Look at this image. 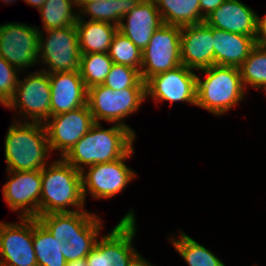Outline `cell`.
<instances>
[{
    "label": "cell",
    "instance_id": "5",
    "mask_svg": "<svg viewBox=\"0 0 266 266\" xmlns=\"http://www.w3.org/2000/svg\"><path fill=\"white\" fill-rule=\"evenodd\" d=\"M135 213L131 209L105 236L96 241L85 258L87 266H134L142 257L135 247Z\"/></svg>",
    "mask_w": 266,
    "mask_h": 266
},
{
    "label": "cell",
    "instance_id": "7",
    "mask_svg": "<svg viewBox=\"0 0 266 266\" xmlns=\"http://www.w3.org/2000/svg\"><path fill=\"white\" fill-rule=\"evenodd\" d=\"M44 31L46 37L39 30L38 62L46 66L42 71L51 74L79 70L81 53L76 26Z\"/></svg>",
    "mask_w": 266,
    "mask_h": 266
},
{
    "label": "cell",
    "instance_id": "22",
    "mask_svg": "<svg viewBox=\"0 0 266 266\" xmlns=\"http://www.w3.org/2000/svg\"><path fill=\"white\" fill-rule=\"evenodd\" d=\"M97 217L96 214L86 210L76 212L49 213L40 215L37 219L47 230L57 237L59 241H70L80 233Z\"/></svg>",
    "mask_w": 266,
    "mask_h": 266
},
{
    "label": "cell",
    "instance_id": "31",
    "mask_svg": "<svg viewBox=\"0 0 266 266\" xmlns=\"http://www.w3.org/2000/svg\"><path fill=\"white\" fill-rule=\"evenodd\" d=\"M113 63L141 70L142 51L120 31H117L108 51Z\"/></svg>",
    "mask_w": 266,
    "mask_h": 266
},
{
    "label": "cell",
    "instance_id": "16",
    "mask_svg": "<svg viewBox=\"0 0 266 266\" xmlns=\"http://www.w3.org/2000/svg\"><path fill=\"white\" fill-rule=\"evenodd\" d=\"M180 57L182 65L193 70L214 65L212 27L206 22L181 27Z\"/></svg>",
    "mask_w": 266,
    "mask_h": 266
},
{
    "label": "cell",
    "instance_id": "19",
    "mask_svg": "<svg viewBox=\"0 0 266 266\" xmlns=\"http://www.w3.org/2000/svg\"><path fill=\"white\" fill-rule=\"evenodd\" d=\"M161 25L163 21L155 1L141 0L121 19L118 31L128 37L140 51H143Z\"/></svg>",
    "mask_w": 266,
    "mask_h": 266
},
{
    "label": "cell",
    "instance_id": "18",
    "mask_svg": "<svg viewBox=\"0 0 266 266\" xmlns=\"http://www.w3.org/2000/svg\"><path fill=\"white\" fill-rule=\"evenodd\" d=\"M51 116L76 110L87 104L88 89L79 70L49 74Z\"/></svg>",
    "mask_w": 266,
    "mask_h": 266
},
{
    "label": "cell",
    "instance_id": "39",
    "mask_svg": "<svg viewBox=\"0 0 266 266\" xmlns=\"http://www.w3.org/2000/svg\"><path fill=\"white\" fill-rule=\"evenodd\" d=\"M89 1H94V0H75V4L80 9L85 3Z\"/></svg>",
    "mask_w": 266,
    "mask_h": 266
},
{
    "label": "cell",
    "instance_id": "6",
    "mask_svg": "<svg viewBox=\"0 0 266 266\" xmlns=\"http://www.w3.org/2000/svg\"><path fill=\"white\" fill-rule=\"evenodd\" d=\"M146 99L145 88H125L112 90L100 84L88 89L87 104L95 123L101 120L128 127L135 135V131L124 123L129 115L137 112Z\"/></svg>",
    "mask_w": 266,
    "mask_h": 266
},
{
    "label": "cell",
    "instance_id": "1",
    "mask_svg": "<svg viewBox=\"0 0 266 266\" xmlns=\"http://www.w3.org/2000/svg\"><path fill=\"white\" fill-rule=\"evenodd\" d=\"M103 128L100 122L95 123L63 158L83 171L94 164L115 161L132 148L136 135L128 127L113 123L111 128Z\"/></svg>",
    "mask_w": 266,
    "mask_h": 266
},
{
    "label": "cell",
    "instance_id": "28",
    "mask_svg": "<svg viewBox=\"0 0 266 266\" xmlns=\"http://www.w3.org/2000/svg\"><path fill=\"white\" fill-rule=\"evenodd\" d=\"M239 70L245 90L249 85L257 90L263 88L266 85V46L257 43Z\"/></svg>",
    "mask_w": 266,
    "mask_h": 266
},
{
    "label": "cell",
    "instance_id": "37",
    "mask_svg": "<svg viewBox=\"0 0 266 266\" xmlns=\"http://www.w3.org/2000/svg\"><path fill=\"white\" fill-rule=\"evenodd\" d=\"M66 266H87L86 259H80L75 261L67 262Z\"/></svg>",
    "mask_w": 266,
    "mask_h": 266
},
{
    "label": "cell",
    "instance_id": "25",
    "mask_svg": "<svg viewBox=\"0 0 266 266\" xmlns=\"http://www.w3.org/2000/svg\"><path fill=\"white\" fill-rule=\"evenodd\" d=\"M141 0H94L85 3L78 11V18L90 16V21L108 22L118 26L121 19ZM82 15V16H81Z\"/></svg>",
    "mask_w": 266,
    "mask_h": 266
},
{
    "label": "cell",
    "instance_id": "14",
    "mask_svg": "<svg viewBox=\"0 0 266 266\" xmlns=\"http://www.w3.org/2000/svg\"><path fill=\"white\" fill-rule=\"evenodd\" d=\"M0 266H37L33 248V218L19 223L0 221Z\"/></svg>",
    "mask_w": 266,
    "mask_h": 266
},
{
    "label": "cell",
    "instance_id": "30",
    "mask_svg": "<svg viewBox=\"0 0 266 266\" xmlns=\"http://www.w3.org/2000/svg\"><path fill=\"white\" fill-rule=\"evenodd\" d=\"M101 227H103L102 219L97 216L80 235L64 242V259L66 262L86 258L99 238Z\"/></svg>",
    "mask_w": 266,
    "mask_h": 266
},
{
    "label": "cell",
    "instance_id": "9",
    "mask_svg": "<svg viewBox=\"0 0 266 266\" xmlns=\"http://www.w3.org/2000/svg\"><path fill=\"white\" fill-rule=\"evenodd\" d=\"M39 71L26 74L23 80L18 79L14 96L5 106L10 110L19 109L27 119L20 117L19 121L44 123L51 116L49 73Z\"/></svg>",
    "mask_w": 266,
    "mask_h": 266
},
{
    "label": "cell",
    "instance_id": "34",
    "mask_svg": "<svg viewBox=\"0 0 266 266\" xmlns=\"http://www.w3.org/2000/svg\"><path fill=\"white\" fill-rule=\"evenodd\" d=\"M225 0H199L201 15L207 18Z\"/></svg>",
    "mask_w": 266,
    "mask_h": 266
},
{
    "label": "cell",
    "instance_id": "13",
    "mask_svg": "<svg viewBox=\"0 0 266 266\" xmlns=\"http://www.w3.org/2000/svg\"><path fill=\"white\" fill-rule=\"evenodd\" d=\"M185 65L169 70L145 82L146 98L152 97L156 104L160 101L187 102L196 105L197 74Z\"/></svg>",
    "mask_w": 266,
    "mask_h": 266
},
{
    "label": "cell",
    "instance_id": "32",
    "mask_svg": "<svg viewBox=\"0 0 266 266\" xmlns=\"http://www.w3.org/2000/svg\"><path fill=\"white\" fill-rule=\"evenodd\" d=\"M103 85L114 90L145 88L140 72L130 66L113 63Z\"/></svg>",
    "mask_w": 266,
    "mask_h": 266
},
{
    "label": "cell",
    "instance_id": "2",
    "mask_svg": "<svg viewBox=\"0 0 266 266\" xmlns=\"http://www.w3.org/2000/svg\"><path fill=\"white\" fill-rule=\"evenodd\" d=\"M41 180L40 215L86 210L81 171L63 157L41 169Z\"/></svg>",
    "mask_w": 266,
    "mask_h": 266
},
{
    "label": "cell",
    "instance_id": "12",
    "mask_svg": "<svg viewBox=\"0 0 266 266\" xmlns=\"http://www.w3.org/2000/svg\"><path fill=\"white\" fill-rule=\"evenodd\" d=\"M94 124L88 104L73 111L50 116L44 126L51 152L60 150L59 156L64 157Z\"/></svg>",
    "mask_w": 266,
    "mask_h": 266
},
{
    "label": "cell",
    "instance_id": "20",
    "mask_svg": "<svg viewBox=\"0 0 266 266\" xmlns=\"http://www.w3.org/2000/svg\"><path fill=\"white\" fill-rule=\"evenodd\" d=\"M214 64L239 68L257 44L253 36L236 34L212 27Z\"/></svg>",
    "mask_w": 266,
    "mask_h": 266
},
{
    "label": "cell",
    "instance_id": "35",
    "mask_svg": "<svg viewBox=\"0 0 266 266\" xmlns=\"http://www.w3.org/2000/svg\"><path fill=\"white\" fill-rule=\"evenodd\" d=\"M257 43L266 46V15L259 19V34Z\"/></svg>",
    "mask_w": 266,
    "mask_h": 266
},
{
    "label": "cell",
    "instance_id": "24",
    "mask_svg": "<svg viewBox=\"0 0 266 266\" xmlns=\"http://www.w3.org/2000/svg\"><path fill=\"white\" fill-rule=\"evenodd\" d=\"M163 24L186 26L205 22L199 0H154Z\"/></svg>",
    "mask_w": 266,
    "mask_h": 266
},
{
    "label": "cell",
    "instance_id": "41",
    "mask_svg": "<svg viewBox=\"0 0 266 266\" xmlns=\"http://www.w3.org/2000/svg\"><path fill=\"white\" fill-rule=\"evenodd\" d=\"M262 89L266 92V85Z\"/></svg>",
    "mask_w": 266,
    "mask_h": 266
},
{
    "label": "cell",
    "instance_id": "17",
    "mask_svg": "<svg viewBox=\"0 0 266 266\" xmlns=\"http://www.w3.org/2000/svg\"><path fill=\"white\" fill-rule=\"evenodd\" d=\"M259 19L258 14L240 0H225L222 5L205 18V22L210 27L253 36L257 40Z\"/></svg>",
    "mask_w": 266,
    "mask_h": 266
},
{
    "label": "cell",
    "instance_id": "3",
    "mask_svg": "<svg viewBox=\"0 0 266 266\" xmlns=\"http://www.w3.org/2000/svg\"><path fill=\"white\" fill-rule=\"evenodd\" d=\"M4 142L7 171H36L48 165L50 147L44 123L14 121Z\"/></svg>",
    "mask_w": 266,
    "mask_h": 266
},
{
    "label": "cell",
    "instance_id": "10",
    "mask_svg": "<svg viewBox=\"0 0 266 266\" xmlns=\"http://www.w3.org/2000/svg\"><path fill=\"white\" fill-rule=\"evenodd\" d=\"M181 27L161 25L142 51L140 75L146 82L150 77L182 65L180 57Z\"/></svg>",
    "mask_w": 266,
    "mask_h": 266
},
{
    "label": "cell",
    "instance_id": "40",
    "mask_svg": "<svg viewBox=\"0 0 266 266\" xmlns=\"http://www.w3.org/2000/svg\"><path fill=\"white\" fill-rule=\"evenodd\" d=\"M3 1L10 4L11 2L13 3V1H16V0H3Z\"/></svg>",
    "mask_w": 266,
    "mask_h": 266
},
{
    "label": "cell",
    "instance_id": "38",
    "mask_svg": "<svg viewBox=\"0 0 266 266\" xmlns=\"http://www.w3.org/2000/svg\"><path fill=\"white\" fill-rule=\"evenodd\" d=\"M134 266H154L148 262L144 257H141Z\"/></svg>",
    "mask_w": 266,
    "mask_h": 266
},
{
    "label": "cell",
    "instance_id": "26",
    "mask_svg": "<svg viewBox=\"0 0 266 266\" xmlns=\"http://www.w3.org/2000/svg\"><path fill=\"white\" fill-rule=\"evenodd\" d=\"M179 238V239H177ZM169 241L189 266H225V264L209 249L199 244L193 238L180 231L179 237Z\"/></svg>",
    "mask_w": 266,
    "mask_h": 266
},
{
    "label": "cell",
    "instance_id": "11",
    "mask_svg": "<svg viewBox=\"0 0 266 266\" xmlns=\"http://www.w3.org/2000/svg\"><path fill=\"white\" fill-rule=\"evenodd\" d=\"M39 30L18 22L0 25V56L19 71L35 66L39 60Z\"/></svg>",
    "mask_w": 266,
    "mask_h": 266
},
{
    "label": "cell",
    "instance_id": "27",
    "mask_svg": "<svg viewBox=\"0 0 266 266\" xmlns=\"http://www.w3.org/2000/svg\"><path fill=\"white\" fill-rule=\"evenodd\" d=\"M72 5L76 6L75 0H47L39 9L43 29H59L75 25L79 15Z\"/></svg>",
    "mask_w": 266,
    "mask_h": 266
},
{
    "label": "cell",
    "instance_id": "29",
    "mask_svg": "<svg viewBox=\"0 0 266 266\" xmlns=\"http://www.w3.org/2000/svg\"><path fill=\"white\" fill-rule=\"evenodd\" d=\"M112 65L108 53L81 54L79 73L86 88L103 84Z\"/></svg>",
    "mask_w": 266,
    "mask_h": 266
},
{
    "label": "cell",
    "instance_id": "4",
    "mask_svg": "<svg viewBox=\"0 0 266 266\" xmlns=\"http://www.w3.org/2000/svg\"><path fill=\"white\" fill-rule=\"evenodd\" d=\"M199 71L206 77L202 80L197 75L196 107L221 116L244 100L239 68L214 64Z\"/></svg>",
    "mask_w": 266,
    "mask_h": 266
},
{
    "label": "cell",
    "instance_id": "36",
    "mask_svg": "<svg viewBox=\"0 0 266 266\" xmlns=\"http://www.w3.org/2000/svg\"><path fill=\"white\" fill-rule=\"evenodd\" d=\"M23 1H25L26 4L35 7L39 10L47 0H23Z\"/></svg>",
    "mask_w": 266,
    "mask_h": 266
},
{
    "label": "cell",
    "instance_id": "23",
    "mask_svg": "<svg viewBox=\"0 0 266 266\" xmlns=\"http://www.w3.org/2000/svg\"><path fill=\"white\" fill-rule=\"evenodd\" d=\"M33 248L37 266H66L64 242L53 237L37 218H33Z\"/></svg>",
    "mask_w": 266,
    "mask_h": 266
},
{
    "label": "cell",
    "instance_id": "33",
    "mask_svg": "<svg viewBox=\"0 0 266 266\" xmlns=\"http://www.w3.org/2000/svg\"><path fill=\"white\" fill-rule=\"evenodd\" d=\"M20 72L0 56V104L4 107L14 96Z\"/></svg>",
    "mask_w": 266,
    "mask_h": 266
},
{
    "label": "cell",
    "instance_id": "21",
    "mask_svg": "<svg viewBox=\"0 0 266 266\" xmlns=\"http://www.w3.org/2000/svg\"><path fill=\"white\" fill-rule=\"evenodd\" d=\"M81 54L108 53L118 26L108 22L78 18L75 24Z\"/></svg>",
    "mask_w": 266,
    "mask_h": 266
},
{
    "label": "cell",
    "instance_id": "15",
    "mask_svg": "<svg viewBox=\"0 0 266 266\" xmlns=\"http://www.w3.org/2000/svg\"><path fill=\"white\" fill-rule=\"evenodd\" d=\"M7 172L11 177L3 185L2 194L10 210L19 211V218L40 216L41 170Z\"/></svg>",
    "mask_w": 266,
    "mask_h": 266
},
{
    "label": "cell",
    "instance_id": "8",
    "mask_svg": "<svg viewBox=\"0 0 266 266\" xmlns=\"http://www.w3.org/2000/svg\"><path fill=\"white\" fill-rule=\"evenodd\" d=\"M134 154L132 147L123 157L107 163L88 166L82 174V194L84 200L89 193L93 199H109L122 192L136 177L134 170L124 162ZM88 192V193H87Z\"/></svg>",
    "mask_w": 266,
    "mask_h": 266
}]
</instances>
